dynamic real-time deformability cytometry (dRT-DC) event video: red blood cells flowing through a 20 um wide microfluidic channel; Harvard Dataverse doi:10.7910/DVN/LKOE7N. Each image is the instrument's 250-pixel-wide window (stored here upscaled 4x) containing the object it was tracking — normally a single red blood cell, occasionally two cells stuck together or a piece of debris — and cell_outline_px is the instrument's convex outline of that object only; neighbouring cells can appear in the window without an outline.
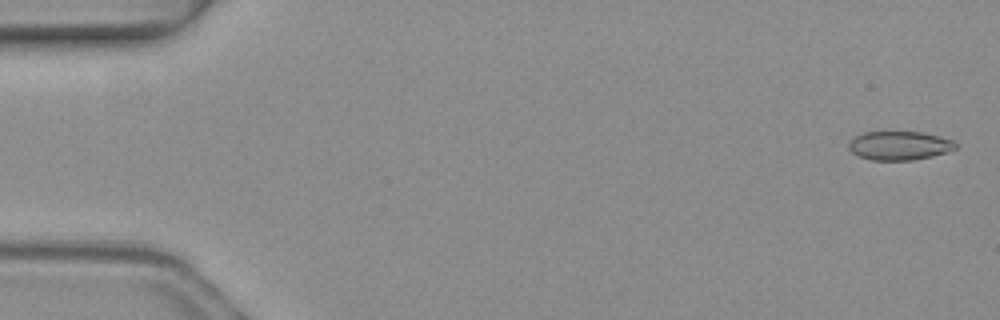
{"species": "common noctule bat (a hibernating species)", "species_latin": "Nyctalus noctula", "temperature_condition": "warm", "stored_images_in_passage": 4, "camera_frame_rate_fps": 3000, "um_per_image_px": 0.085, "animal": {"sex": "female", "body_mass_g": 19.3, "forearm_length_mm": 54.1}, "frame": {"image": 1, "passage_image": 1, "time_ms": 0.0, "image_size_px": [1000, 320], "cell_outline_px": [[956, 148], [948, 152], [932, 156], [912, 160], [872, 160], [860, 156], [852, 152], [848, 148], [848, 144], [856, 136], [864, 132], [920, 132], [952, 140], [956, 144]], "centroid_in_image_um": [76.44, 12.38], "position_along_channel_um": 8.6, "area_um2": 17.69}}
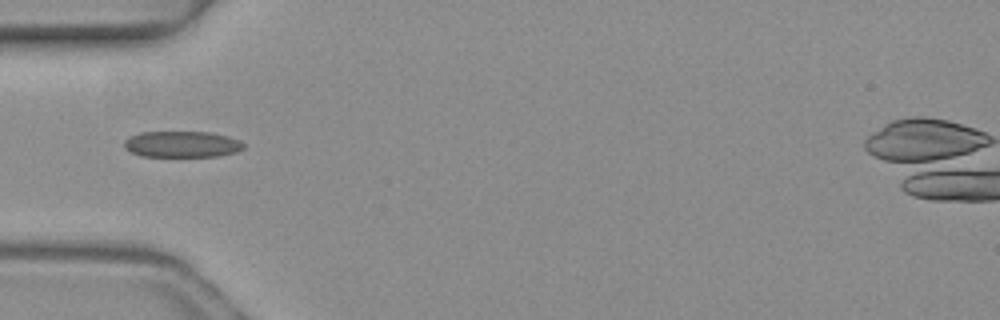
{"frame": {"image": 2, "passage_image": 4, "time_ms": 1.0, "image_size_px": [1000, 320], "cell_outline_px": [[244, 148], [236, 152], [220, 156], [140, 156], [124, 148], [124, 140], [128, 136], [140, 132], [208, 132], [228, 136], [240, 140], [244, 144]], "centroid_in_image_um": [15.45, 12.26], "position_along_channel_um": 69.5, "area_um2": 18.32}}